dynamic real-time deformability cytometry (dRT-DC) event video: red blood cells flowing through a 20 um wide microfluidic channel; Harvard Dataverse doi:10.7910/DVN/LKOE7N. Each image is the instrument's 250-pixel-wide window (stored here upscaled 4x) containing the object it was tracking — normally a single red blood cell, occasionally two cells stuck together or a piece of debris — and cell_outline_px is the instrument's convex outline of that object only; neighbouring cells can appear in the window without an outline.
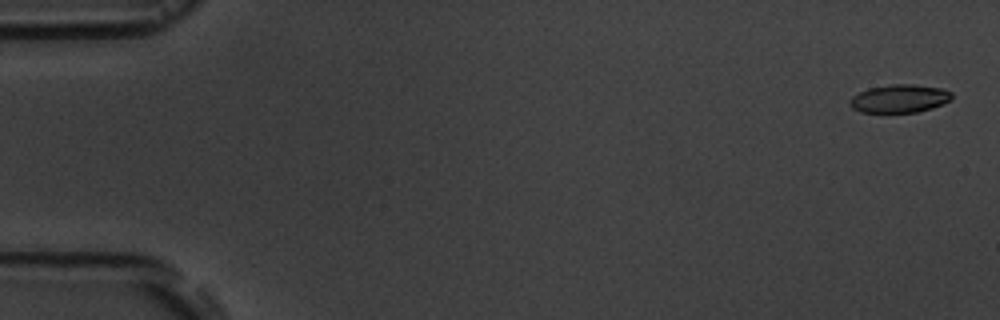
{"species": "common noctule bat (a hibernating species)", "species_latin": "Nyctalus noctula", "temperature_condition": "room temperature", "stored_images_in_passage": 10, "camera_frame_rate_fps": 3000, "um_per_image_px": 0.085, "animal": {"sex": "male", "body_mass_g": 19.5, "forearm_length_mm": 54.6}, "frame": {"image": 1, "passage_image": 1, "time_ms": 0.0, "image_size_px": [1000, 320], "cell_outline_px": [[952, 100], [932, 108], [916, 112], [860, 112], [852, 108], [848, 104], [848, 100], [852, 96], [868, 88], [892, 84], [916, 84], [944, 88], [952, 92]], "centroid_in_image_um": [76.47, 8.37], "position_along_channel_um": 8.5, "area_um2": 16.94}}
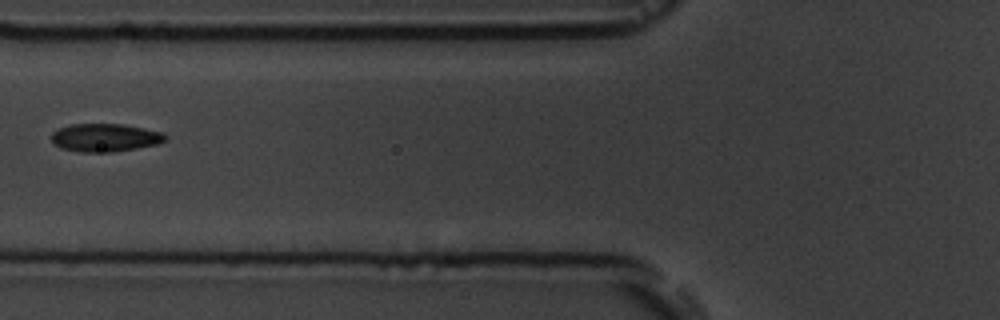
{"frame": {"image": 2, "passage_image": 7, "time_ms": 7.0, "image_size_px": [1000, 320], "cell_outline_px": [[168, 136], [164, 140], [156, 144], [136, 148], [112, 152], [80, 152], [60, 148], [52, 144], [52, 132], [60, 128], [72, 124], [124, 124], [164, 132]], "centroid_in_image_um": [8.92, 11.7], "position_along_channel_um": 116.9, "area_um2": 18.67}}
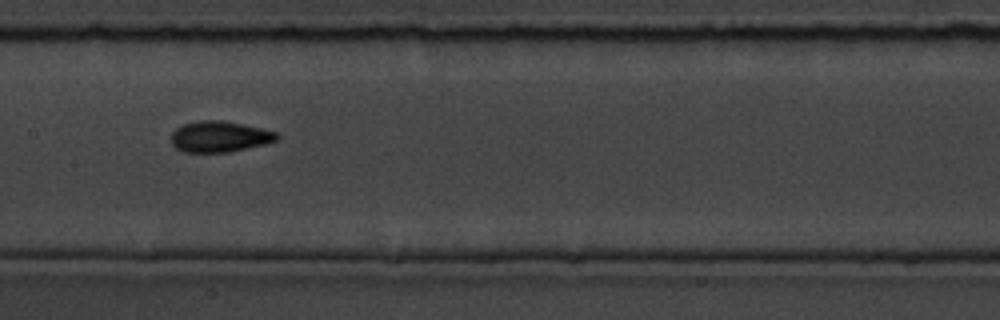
{"frame": {"image": 3, "passage_image": 9, "time_ms": 9.0, "image_size_px": [1000, 320], "cell_outline_px": [[280, 136], [276, 140], [264, 144], [228, 152], [184, 152], [176, 148], [172, 144], [172, 132], [176, 128], [184, 124], [200, 120], [224, 120], [264, 128], [276, 132]], "centroid_in_image_um": [18.67, 11.6], "position_along_channel_um": 188.7, "area_um2": 19.07}}